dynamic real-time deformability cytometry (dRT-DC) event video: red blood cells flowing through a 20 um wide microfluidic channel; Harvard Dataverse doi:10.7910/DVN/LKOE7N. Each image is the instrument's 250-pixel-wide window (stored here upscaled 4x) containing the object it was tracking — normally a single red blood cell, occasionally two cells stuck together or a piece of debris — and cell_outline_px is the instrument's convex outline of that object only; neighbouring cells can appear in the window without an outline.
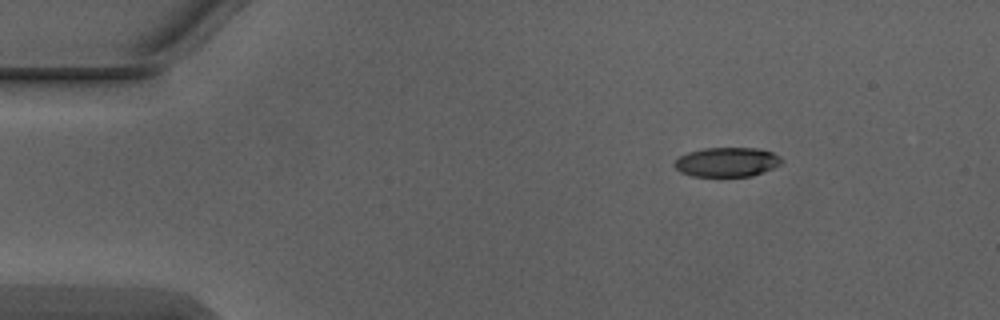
{"species": "Egyptian fruit bat (a non-hibernating species)", "species_latin": "Rousettus aegyptiacus", "temperature_condition": "warm", "stored_images_in_passage": 3, "camera_frame_rate_fps": 3000, "um_per_image_px": 0.085, "animal": {"sex": "male"}, "frame": {"image": 1, "passage_image": 1, "time_ms": 0.0, "image_size_px": [1000, 320], "cell_outline_px": [[784, 160], [780, 164], [772, 168], [752, 176], [692, 176], [680, 172], [672, 164], [680, 156], [688, 152], [704, 148], [756, 148], [772, 152], [780, 156]], "centroid_in_image_um": [61.78, 13.77], "position_along_channel_um": 23.2, "area_um2": 18.32}}